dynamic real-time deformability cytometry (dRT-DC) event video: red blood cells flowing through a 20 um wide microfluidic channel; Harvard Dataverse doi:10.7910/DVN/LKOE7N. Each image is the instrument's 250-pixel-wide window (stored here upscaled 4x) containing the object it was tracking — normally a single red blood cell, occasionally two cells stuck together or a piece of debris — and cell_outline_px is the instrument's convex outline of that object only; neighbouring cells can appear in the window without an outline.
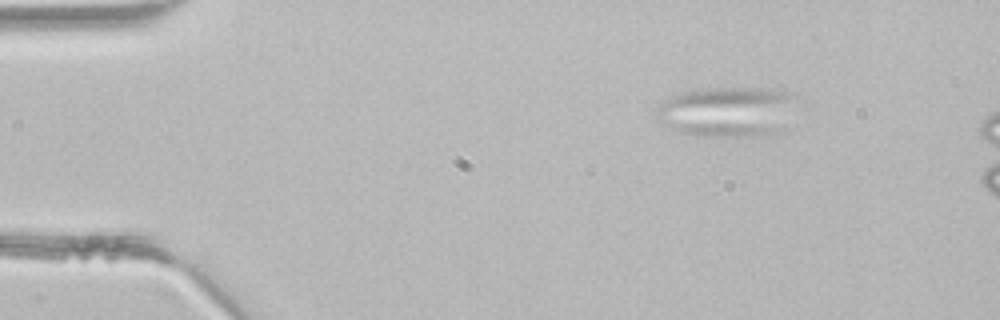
{"species": "common noctule bat (a hibernating species)", "species_latin": "Nyctalus noctula", "temperature_condition": "room temperature", "stored_images_in_passage": 2, "camera_frame_rate_fps": 3000, "um_per_image_px": 0.085, "animal": {"sex": "male", "body_mass_g": 21.5, "forearm_length_mm": 52.0}, "frame": {"image": 1, "passage_image": 2, "time_ms": 0.333, "image_size_px": [1000, 320], "cell_outline_px": [[792, 96], [784, 128], [780, 132], [752, 136], [704, 136], [680, 132], [660, 124], [656, 116], [656, 108], [664, 100], [680, 92], [700, 88], [760, 88], [792, 92]], "centroid_in_image_um": [61.71, 9.49], "position_along_channel_um": 23.3, "area_um2": 40.63}}